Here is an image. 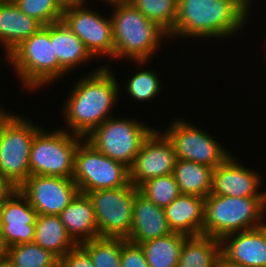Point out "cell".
<instances>
[{"label":"cell","mask_w":266,"mask_h":267,"mask_svg":"<svg viewBox=\"0 0 266 267\" xmlns=\"http://www.w3.org/2000/svg\"><path fill=\"white\" fill-rule=\"evenodd\" d=\"M109 64L83 75L69 93L61 108L66 131L86 138L96 127L113 117L120 90L118 78Z\"/></svg>","instance_id":"6da1fadb"},{"label":"cell","mask_w":266,"mask_h":267,"mask_svg":"<svg viewBox=\"0 0 266 267\" xmlns=\"http://www.w3.org/2000/svg\"><path fill=\"white\" fill-rule=\"evenodd\" d=\"M249 12L251 10L240 0H178L176 21L169 39L233 38L246 27Z\"/></svg>","instance_id":"7a4b0ae2"},{"label":"cell","mask_w":266,"mask_h":267,"mask_svg":"<svg viewBox=\"0 0 266 267\" xmlns=\"http://www.w3.org/2000/svg\"><path fill=\"white\" fill-rule=\"evenodd\" d=\"M112 6L114 60L126 58L140 67L147 66L165 39H169L168 33L129 2Z\"/></svg>","instance_id":"3957f363"},{"label":"cell","mask_w":266,"mask_h":267,"mask_svg":"<svg viewBox=\"0 0 266 267\" xmlns=\"http://www.w3.org/2000/svg\"><path fill=\"white\" fill-rule=\"evenodd\" d=\"M4 59L28 91L48 87L59 80V63L50 40V24L23 40Z\"/></svg>","instance_id":"277c9868"},{"label":"cell","mask_w":266,"mask_h":267,"mask_svg":"<svg viewBox=\"0 0 266 267\" xmlns=\"http://www.w3.org/2000/svg\"><path fill=\"white\" fill-rule=\"evenodd\" d=\"M266 216V198H235L209 194L204 201L202 235L224 236L258 228Z\"/></svg>","instance_id":"5b68a950"},{"label":"cell","mask_w":266,"mask_h":267,"mask_svg":"<svg viewBox=\"0 0 266 267\" xmlns=\"http://www.w3.org/2000/svg\"><path fill=\"white\" fill-rule=\"evenodd\" d=\"M41 128L26 116L13 112L0 124V175L18 188L30 176L32 140Z\"/></svg>","instance_id":"8992f818"},{"label":"cell","mask_w":266,"mask_h":267,"mask_svg":"<svg viewBox=\"0 0 266 267\" xmlns=\"http://www.w3.org/2000/svg\"><path fill=\"white\" fill-rule=\"evenodd\" d=\"M63 128H41L35 134L29 155L30 175L72 178L75 152L84 138Z\"/></svg>","instance_id":"52a82bcc"},{"label":"cell","mask_w":266,"mask_h":267,"mask_svg":"<svg viewBox=\"0 0 266 267\" xmlns=\"http://www.w3.org/2000/svg\"><path fill=\"white\" fill-rule=\"evenodd\" d=\"M155 128L135 118L111 117L85 139L99 152L130 168L143 142Z\"/></svg>","instance_id":"ba28073f"},{"label":"cell","mask_w":266,"mask_h":267,"mask_svg":"<svg viewBox=\"0 0 266 267\" xmlns=\"http://www.w3.org/2000/svg\"><path fill=\"white\" fill-rule=\"evenodd\" d=\"M72 179L82 194L130 183L129 168L99 152L85 138L75 152Z\"/></svg>","instance_id":"9c48e42d"},{"label":"cell","mask_w":266,"mask_h":267,"mask_svg":"<svg viewBox=\"0 0 266 267\" xmlns=\"http://www.w3.org/2000/svg\"><path fill=\"white\" fill-rule=\"evenodd\" d=\"M139 191L132 184L86 193L93 204L100 237L129 236L132 226L133 201Z\"/></svg>","instance_id":"30bf717a"},{"label":"cell","mask_w":266,"mask_h":267,"mask_svg":"<svg viewBox=\"0 0 266 267\" xmlns=\"http://www.w3.org/2000/svg\"><path fill=\"white\" fill-rule=\"evenodd\" d=\"M172 121L163 132L173 145L176 159H183L216 168L231 153L206 130L183 120Z\"/></svg>","instance_id":"8fae6325"},{"label":"cell","mask_w":266,"mask_h":267,"mask_svg":"<svg viewBox=\"0 0 266 267\" xmlns=\"http://www.w3.org/2000/svg\"><path fill=\"white\" fill-rule=\"evenodd\" d=\"M88 2L65 4L62 21L84 43L95 58L107 56L114 59V44L111 17L92 10Z\"/></svg>","instance_id":"7c38bea8"},{"label":"cell","mask_w":266,"mask_h":267,"mask_svg":"<svg viewBox=\"0 0 266 267\" xmlns=\"http://www.w3.org/2000/svg\"><path fill=\"white\" fill-rule=\"evenodd\" d=\"M38 214L59 215L80 193L72 178L30 175L18 188Z\"/></svg>","instance_id":"4fadbf2b"},{"label":"cell","mask_w":266,"mask_h":267,"mask_svg":"<svg viewBox=\"0 0 266 267\" xmlns=\"http://www.w3.org/2000/svg\"><path fill=\"white\" fill-rule=\"evenodd\" d=\"M160 129H154L143 142L129 168L130 184L139 187L145 181L173 174L176 161L173 145Z\"/></svg>","instance_id":"5bb4252c"},{"label":"cell","mask_w":266,"mask_h":267,"mask_svg":"<svg viewBox=\"0 0 266 267\" xmlns=\"http://www.w3.org/2000/svg\"><path fill=\"white\" fill-rule=\"evenodd\" d=\"M232 155L213 170L211 194L235 198H266V191L261 192L259 189L263 184L261 174L243 166Z\"/></svg>","instance_id":"9a60e30c"},{"label":"cell","mask_w":266,"mask_h":267,"mask_svg":"<svg viewBox=\"0 0 266 267\" xmlns=\"http://www.w3.org/2000/svg\"><path fill=\"white\" fill-rule=\"evenodd\" d=\"M37 211L18 189L1 205L0 237L5 248L34 242Z\"/></svg>","instance_id":"2e32d148"},{"label":"cell","mask_w":266,"mask_h":267,"mask_svg":"<svg viewBox=\"0 0 266 267\" xmlns=\"http://www.w3.org/2000/svg\"><path fill=\"white\" fill-rule=\"evenodd\" d=\"M221 254L230 262L250 267H266V237L258 227L235 232L220 240Z\"/></svg>","instance_id":"e0dca14e"},{"label":"cell","mask_w":266,"mask_h":267,"mask_svg":"<svg viewBox=\"0 0 266 267\" xmlns=\"http://www.w3.org/2000/svg\"><path fill=\"white\" fill-rule=\"evenodd\" d=\"M170 233L172 230L169 227L164 209L138 191L133 201L131 231L126 240L140 245Z\"/></svg>","instance_id":"ac0fdd59"},{"label":"cell","mask_w":266,"mask_h":267,"mask_svg":"<svg viewBox=\"0 0 266 267\" xmlns=\"http://www.w3.org/2000/svg\"><path fill=\"white\" fill-rule=\"evenodd\" d=\"M50 40L59 63V80L94 57L84 43L61 20L50 24ZM70 71V72H69Z\"/></svg>","instance_id":"d6986e66"},{"label":"cell","mask_w":266,"mask_h":267,"mask_svg":"<svg viewBox=\"0 0 266 267\" xmlns=\"http://www.w3.org/2000/svg\"><path fill=\"white\" fill-rule=\"evenodd\" d=\"M205 198L180 194L164 208L165 216L172 232L186 236L202 235L204 225Z\"/></svg>","instance_id":"ffe728a7"},{"label":"cell","mask_w":266,"mask_h":267,"mask_svg":"<svg viewBox=\"0 0 266 267\" xmlns=\"http://www.w3.org/2000/svg\"><path fill=\"white\" fill-rule=\"evenodd\" d=\"M43 25L27 16L12 0L0 2V44L7 57L23 40L35 34Z\"/></svg>","instance_id":"44dd1931"},{"label":"cell","mask_w":266,"mask_h":267,"mask_svg":"<svg viewBox=\"0 0 266 267\" xmlns=\"http://www.w3.org/2000/svg\"><path fill=\"white\" fill-rule=\"evenodd\" d=\"M58 216L76 244L100 237L93 204L86 194L79 193Z\"/></svg>","instance_id":"7402d4cb"},{"label":"cell","mask_w":266,"mask_h":267,"mask_svg":"<svg viewBox=\"0 0 266 267\" xmlns=\"http://www.w3.org/2000/svg\"><path fill=\"white\" fill-rule=\"evenodd\" d=\"M213 170L204 164L176 159L173 175L181 194L206 198L212 191Z\"/></svg>","instance_id":"603a6c76"},{"label":"cell","mask_w":266,"mask_h":267,"mask_svg":"<svg viewBox=\"0 0 266 267\" xmlns=\"http://www.w3.org/2000/svg\"><path fill=\"white\" fill-rule=\"evenodd\" d=\"M34 242L62 258L76 243L68 235L58 215L38 214L35 223Z\"/></svg>","instance_id":"cb8c5ba5"},{"label":"cell","mask_w":266,"mask_h":267,"mask_svg":"<svg viewBox=\"0 0 266 267\" xmlns=\"http://www.w3.org/2000/svg\"><path fill=\"white\" fill-rule=\"evenodd\" d=\"M220 255V239L188 236L183 242L177 267H217Z\"/></svg>","instance_id":"d4e9b609"},{"label":"cell","mask_w":266,"mask_h":267,"mask_svg":"<svg viewBox=\"0 0 266 267\" xmlns=\"http://www.w3.org/2000/svg\"><path fill=\"white\" fill-rule=\"evenodd\" d=\"M188 236L172 232L141 243L149 267H177L182 245Z\"/></svg>","instance_id":"484cf974"},{"label":"cell","mask_w":266,"mask_h":267,"mask_svg":"<svg viewBox=\"0 0 266 267\" xmlns=\"http://www.w3.org/2000/svg\"><path fill=\"white\" fill-rule=\"evenodd\" d=\"M9 267H58L59 259L35 242L9 246L5 250Z\"/></svg>","instance_id":"4316f807"},{"label":"cell","mask_w":266,"mask_h":267,"mask_svg":"<svg viewBox=\"0 0 266 267\" xmlns=\"http://www.w3.org/2000/svg\"><path fill=\"white\" fill-rule=\"evenodd\" d=\"M94 267H120L122 238L98 237L80 244Z\"/></svg>","instance_id":"83f0119b"},{"label":"cell","mask_w":266,"mask_h":267,"mask_svg":"<svg viewBox=\"0 0 266 267\" xmlns=\"http://www.w3.org/2000/svg\"><path fill=\"white\" fill-rule=\"evenodd\" d=\"M148 20L154 21L168 35L173 32L177 16L178 0H130Z\"/></svg>","instance_id":"f1b7e54d"},{"label":"cell","mask_w":266,"mask_h":267,"mask_svg":"<svg viewBox=\"0 0 266 267\" xmlns=\"http://www.w3.org/2000/svg\"><path fill=\"white\" fill-rule=\"evenodd\" d=\"M134 72L124 85L127 94L139 103L156 98L163 89L157 71L143 69Z\"/></svg>","instance_id":"f546056e"},{"label":"cell","mask_w":266,"mask_h":267,"mask_svg":"<svg viewBox=\"0 0 266 267\" xmlns=\"http://www.w3.org/2000/svg\"><path fill=\"white\" fill-rule=\"evenodd\" d=\"M138 189L143 196L163 209L181 194L173 174L151 178Z\"/></svg>","instance_id":"4dcf8cb0"},{"label":"cell","mask_w":266,"mask_h":267,"mask_svg":"<svg viewBox=\"0 0 266 267\" xmlns=\"http://www.w3.org/2000/svg\"><path fill=\"white\" fill-rule=\"evenodd\" d=\"M27 16L43 26L62 20L65 3L62 0H12Z\"/></svg>","instance_id":"1f68e13d"},{"label":"cell","mask_w":266,"mask_h":267,"mask_svg":"<svg viewBox=\"0 0 266 267\" xmlns=\"http://www.w3.org/2000/svg\"><path fill=\"white\" fill-rule=\"evenodd\" d=\"M120 267H149L143 248L122 239Z\"/></svg>","instance_id":"d6a6232c"},{"label":"cell","mask_w":266,"mask_h":267,"mask_svg":"<svg viewBox=\"0 0 266 267\" xmlns=\"http://www.w3.org/2000/svg\"><path fill=\"white\" fill-rule=\"evenodd\" d=\"M58 267H94L88 252L76 244L62 258L59 259Z\"/></svg>","instance_id":"836d02e7"},{"label":"cell","mask_w":266,"mask_h":267,"mask_svg":"<svg viewBox=\"0 0 266 267\" xmlns=\"http://www.w3.org/2000/svg\"><path fill=\"white\" fill-rule=\"evenodd\" d=\"M17 190L18 187L9 179L0 175V204H3Z\"/></svg>","instance_id":"e575fe53"},{"label":"cell","mask_w":266,"mask_h":267,"mask_svg":"<svg viewBox=\"0 0 266 267\" xmlns=\"http://www.w3.org/2000/svg\"><path fill=\"white\" fill-rule=\"evenodd\" d=\"M217 267H250L244 264L228 261L222 254L220 255Z\"/></svg>","instance_id":"d590c367"},{"label":"cell","mask_w":266,"mask_h":267,"mask_svg":"<svg viewBox=\"0 0 266 267\" xmlns=\"http://www.w3.org/2000/svg\"><path fill=\"white\" fill-rule=\"evenodd\" d=\"M11 113V111L4 109L0 104V124Z\"/></svg>","instance_id":"8d00e7d4"},{"label":"cell","mask_w":266,"mask_h":267,"mask_svg":"<svg viewBox=\"0 0 266 267\" xmlns=\"http://www.w3.org/2000/svg\"><path fill=\"white\" fill-rule=\"evenodd\" d=\"M105 3L111 5V4H116V3H125V2H130V0H103Z\"/></svg>","instance_id":"74e56055"},{"label":"cell","mask_w":266,"mask_h":267,"mask_svg":"<svg viewBox=\"0 0 266 267\" xmlns=\"http://www.w3.org/2000/svg\"><path fill=\"white\" fill-rule=\"evenodd\" d=\"M6 265L5 254H0V267H4Z\"/></svg>","instance_id":"f35d334b"},{"label":"cell","mask_w":266,"mask_h":267,"mask_svg":"<svg viewBox=\"0 0 266 267\" xmlns=\"http://www.w3.org/2000/svg\"><path fill=\"white\" fill-rule=\"evenodd\" d=\"M259 227L263 230V232L265 234V237H266V216L263 219V222H262V224Z\"/></svg>","instance_id":"ab89813d"},{"label":"cell","mask_w":266,"mask_h":267,"mask_svg":"<svg viewBox=\"0 0 266 267\" xmlns=\"http://www.w3.org/2000/svg\"><path fill=\"white\" fill-rule=\"evenodd\" d=\"M241 2H243L249 9H252L251 7L252 5V0H240ZM251 4V5H250ZM251 6V7H250Z\"/></svg>","instance_id":"60d3db41"},{"label":"cell","mask_w":266,"mask_h":267,"mask_svg":"<svg viewBox=\"0 0 266 267\" xmlns=\"http://www.w3.org/2000/svg\"><path fill=\"white\" fill-rule=\"evenodd\" d=\"M6 248L3 246L1 237H0V254H5Z\"/></svg>","instance_id":"b9f144b4"},{"label":"cell","mask_w":266,"mask_h":267,"mask_svg":"<svg viewBox=\"0 0 266 267\" xmlns=\"http://www.w3.org/2000/svg\"><path fill=\"white\" fill-rule=\"evenodd\" d=\"M83 1H88V0H67V3H75V2H83Z\"/></svg>","instance_id":"7bdbcfd3"},{"label":"cell","mask_w":266,"mask_h":267,"mask_svg":"<svg viewBox=\"0 0 266 267\" xmlns=\"http://www.w3.org/2000/svg\"><path fill=\"white\" fill-rule=\"evenodd\" d=\"M1 205H2V204H0V222H1Z\"/></svg>","instance_id":"ee69618b"}]
</instances>
